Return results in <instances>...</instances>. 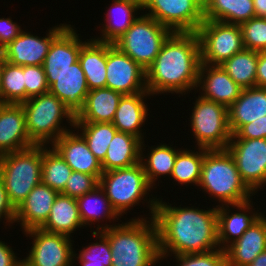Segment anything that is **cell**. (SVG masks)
Here are the masks:
<instances>
[{
  "label": "cell",
  "mask_w": 266,
  "mask_h": 266,
  "mask_svg": "<svg viewBox=\"0 0 266 266\" xmlns=\"http://www.w3.org/2000/svg\"><path fill=\"white\" fill-rule=\"evenodd\" d=\"M4 63H5V58L3 53L0 51V86H1V77H2V70L4 67Z\"/></svg>",
  "instance_id": "816d5d0a"
},
{
  "label": "cell",
  "mask_w": 266,
  "mask_h": 266,
  "mask_svg": "<svg viewBox=\"0 0 266 266\" xmlns=\"http://www.w3.org/2000/svg\"><path fill=\"white\" fill-rule=\"evenodd\" d=\"M34 145L26 129V115L22 105L0 103V156Z\"/></svg>",
  "instance_id": "d6986e66"
},
{
  "label": "cell",
  "mask_w": 266,
  "mask_h": 266,
  "mask_svg": "<svg viewBox=\"0 0 266 266\" xmlns=\"http://www.w3.org/2000/svg\"><path fill=\"white\" fill-rule=\"evenodd\" d=\"M255 17L266 16V0H253Z\"/></svg>",
  "instance_id": "681fc988"
},
{
  "label": "cell",
  "mask_w": 266,
  "mask_h": 266,
  "mask_svg": "<svg viewBox=\"0 0 266 266\" xmlns=\"http://www.w3.org/2000/svg\"><path fill=\"white\" fill-rule=\"evenodd\" d=\"M190 205L174 206L158 197L154 220L161 262L171 256L219 248L217 204L207 210Z\"/></svg>",
  "instance_id": "6da1fadb"
},
{
  "label": "cell",
  "mask_w": 266,
  "mask_h": 266,
  "mask_svg": "<svg viewBox=\"0 0 266 266\" xmlns=\"http://www.w3.org/2000/svg\"><path fill=\"white\" fill-rule=\"evenodd\" d=\"M245 49L266 51V19L253 17L240 25Z\"/></svg>",
  "instance_id": "ab89813d"
},
{
  "label": "cell",
  "mask_w": 266,
  "mask_h": 266,
  "mask_svg": "<svg viewBox=\"0 0 266 266\" xmlns=\"http://www.w3.org/2000/svg\"><path fill=\"white\" fill-rule=\"evenodd\" d=\"M41 177L42 145L0 156V178L15 209L41 183Z\"/></svg>",
  "instance_id": "52a82bcc"
},
{
  "label": "cell",
  "mask_w": 266,
  "mask_h": 266,
  "mask_svg": "<svg viewBox=\"0 0 266 266\" xmlns=\"http://www.w3.org/2000/svg\"><path fill=\"white\" fill-rule=\"evenodd\" d=\"M142 141L128 133L117 131L108 145L101 163L103 172L126 168L140 162Z\"/></svg>",
  "instance_id": "4dcf8cb0"
},
{
  "label": "cell",
  "mask_w": 266,
  "mask_h": 266,
  "mask_svg": "<svg viewBox=\"0 0 266 266\" xmlns=\"http://www.w3.org/2000/svg\"><path fill=\"white\" fill-rule=\"evenodd\" d=\"M21 105L29 138L36 145H52L61 135L74 129L76 117L50 92L31 97ZM64 120L70 127L63 125Z\"/></svg>",
  "instance_id": "8992f818"
},
{
  "label": "cell",
  "mask_w": 266,
  "mask_h": 266,
  "mask_svg": "<svg viewBox=\"0 0 266 266\" xmlns=\"http://www.w3.org/2000/svg\"><path fill=\"white\" fill-rule=\"evenodd\" d=\"M207 152L206 148L196 147L195 150L191 148L181 149L176 156L170 178L176 183L188 186L199 185L201 177V168L204 160V154Z\"/></svg>",
  "instance_id": "836d02e7"
},
{
  "label": "cell",
  "mask_w": 266,
  "mask_h": 266,
  "mask_svg": "<svg viewBox=\"0 0 266 266\" xmlns=\"http://www.w3.org/2000/svg\"><path fill=\"white\" fill-rule=\"evenodd\" d=\"M202 7L204 6L205 0H196Z\"/></svg>",
  "instance_id": "f5cc1de1"
},
{
  "label": "cell",
  "mask_w": 266,
  "mask_h": 266,
  "mask_svg": "<svg viewBox=\"0 0 266 266\" xmlns=\"http://www.w3.org/2000/svg\"><path fill=\"white\" fill-rule=\"evenodd\" d=\"M49 92L57 96L76 117L83 109L89 92L79 61L63 72H45Z\"/></svg>",
  "instance_id": "e0dca14e"
},
{
  "label": "cell",
  "mask_w": 266,
  "mask_h": 266,
  "mask_svg": "<svg viewBox=\"0 0 266 266\" xmlns=\"http://www.w3.org/2000/svg\"><path fill=\"white\" fill-rule=\"evenodd\" d=\"M227 149L243 182L257 195L266 185V138L230 139Z\"/></svg>",
  "instance_id": "4fadbf2b"
},
{
  "label": "cell",
  "mask_w": 266,
  "mask_h": 266,
  "mask_svg": "<svg viewBox=\"0 0 266 266\" xmlns=\"http://www.w3.org/2000/svg\"><path fill=\"white\" fill-rule=\"evenodd\" d=\"M253 203L252 198L243 203L217 206L218 244L220 249L225 250L238 240L265 213V211H259L261 208H257L256 211Z\"/></svg>",
  "instance_id": "2e32d148"
},
{
  "label": "cell",
  "mask_w": 266,
  "mask_h": 266,
  "mask_svg": "<svg viewBox=\"0 0 266 266\" xmlns=\"http://www.w3.org/2000/svg\"><path fill=\"white\" fill-rule=\"evenodd\" d=\"M58 192L40 183L16 208L14 223L20 224L22 233L41 228L48 219Z\"/></svg>",
  "instance_id": "44dd1931"
},
{
  "label": "cell",
  "mask_w": 266,
  "mask_h": 266,
  "mask_svg": "<svg viewBox=\"0 0 266 266\" xmlns=\"http://www.w3.org/2000/svg\"><path fill=\"white\" fill-rule=\"evenodd\" d=\"M198 187L218 202L217 206L243 203L255 195L243 182L228 149H207Z\"/></svg>",
  "instance_id": "277c9868"
},
{
  "label": "cell",
  "mask_w": 266,
  "mask_h": 266,
  "mask_svg": "<svg viewBox=\"0 0 266 266\" xmlns=\"http://www.w3.org/2000/svg\"><path fill=\"white\" fill-rule=\"evenodd\" d=\"M171 33L169 28L141 12L140 17L113 45L146 70Z\"/></svg>",
  "instance_id": "9c48e42d"
},
{
  "label": "cell",
  "mask_w": 266,
  "mask_h": 266,
  "mask_svg": "<svg viewBox=\"0 0 266 266\" xmlns=\"http://www.w3.org/2000/svg\"><path fill=\"white\" fill-rule=\"evenodd\" d=\"M79 215L81 222L84 227L89 226L96 228L91 231H103L109 229L112 226L117 225L116 220L119 219V215L111 206L110 201L108 200L104 190L97 186L93 191L84 194L77 199ZM112 224H106L108 223ZM106 222L105 224H100V222ZM112 221V222H111ZM115 222V224H114ZM98 223L96 226H92ZM104 225V226H103Z\"/></svg>",
  "instance_id": "4316f807"
},
{
  "label": "cell",
  "mask_w": 266,
  "mask_h": 266,
  "mask_svg": "<svg viewBox=\"0 0 266 266\" xmlns=\"http://www.w3.org/2000/svg\"><path fill=\"white\" fill-rule=\"evenodd\" d=\"M76 28L69 24L53 41L43 64L45 72H63L78 61L82 40Z\"/></svg>",
  "instance_id": "d4e9b609"
},
{
  "label": "cell",
  "mask_w": 266,
  "mask_h": 266,
  "mask_svg": "<svg viewBox=\"0 0 266 266\" xmlns=\"http://www.w3.org/2000/svg\"><path fill=\"white\" fill-rule=\"evenodd\" d=\"M83 226L75 198L59 193L42 230L72 237V233ZM77 229V230H76Z\"/></svg>",
  "instance_id": "f546056e"
},
{
  "label": "cell",
  "mask_w": 266,
  "mask_h": 266,
  "mask_svg": "<svg viewBox=\"0 0 266 266\" xmlns=\"http://www.w3.org/2000/svg\"><path fill=\"white\" fill-rule=\"evenodd\" d=\"M25 101V66L5 61L1 77L0 103L21 104Z\"/></svg>",
  "instance_id": "74e56055"
},
{
  "label": "cell",
  "mask_w": 266,
  "mask_h": 266,
  "mask_svg": "<svg viewBox=\"0 0 266 266\" xmlns=\"http://www.w3.org/2000/svg\"><path fill=\"white\" fill-rule=\"evenodd\" d=\"M189 116L190 134L195 138L196 147L206 149H227L232 137L229 128L228 108L209 101L200 95L195 97Z\"/></svg>",
  "instance_id": "ba28073f"
},
{
  "label": "cell",
  "mask_w": 266,
  "mask_h": 266,
  "mask_svg": "<svg viewBox=\"0 0 266 266\" xmlns=\"http://www.w3.org/2000/svg\"><path fill=\"white\" fill-rule=\"evenodd\" d=\"M15 214L16 209L10 203L4 183L0 178V221L2 222L3 220L2 223L6 224L4 225L5 228L6 226L11 228L10 226L14 225Z\"/></svg>",
  "instance_id": "bcb514c9"
},
{
  "label": "cell",
  "mask_w": 266,
  "mask_h": 266,
  "mask_svg": "<svg viewBox=\"0 0 266 266\" xmlns=\"http://www.w3.org/2000/svg\"><path fill=\"white\" fill-rule=\"evenodd\" d=\"M265 213L243 235L225 249L226 266H248L266 250Z\"/></svg>",
  "instance_id": "cb8c5ba5"
},
{
  "label": "cell",
  "mask_w": 266,
  "mask_h": 266,
  "mask_svg": "<svg viewBox=\"0 0 266 266\" xmlns=\"http://www.w3.org/2000/svg\"><path fill=\"white\" fill-rule=\"evenodd\" d=\"M67 23H60L46 31L45 36H37L23 30L19 35L4 47L1 52L5 61L13 65L43 66L45 57L49 52L52 41L68 26Z\"/></svg>",
  "instance_id": "9a60e30c"
},
{
  "label": "cell",
  "mask_w": 266,
  "mask_h": 266,
  "mask_svg": "<svg viewBox=\"0 0 266 266\" xmlns=\"http://www.w3.org/2000/svg\"><path fill=\"white\" fill-rule=\"evenodd\" d=\"M248 266H266V250L260 253Z\"/></svg>",
  "instance_id": "f907efd6"
},
{
  "label": "cell",
  "mask_w": 266,
  "mask_h": 266,
  "mask_svg": "<svg viewBox=\"0 0 266 266\" xmlns=\"http://www.w3.org/2000/svg\"><path fill=\"white\" fill-rule=\"evenodd\" d=\"M196 90L202 98L229 108L240 96L243 88L234 82L221 65L201 63Z\"/></svg>",
  "instance_id": "ac0fdd59"
},
{
  "label": "cell",
  "mask_w": 266,
  "mask_h": 266,
  "mask_svg": "<svg viewBox=\"0 0 266 266\" xmlns=\"http://www.w3.org/2000/svg\"><path fill=\"white\" fill-rule=\"evenodd\" d=\"M72 171L71 167L52 145H42L41 183L43 185L62 193Z\"/></svg>",
  "instance_id": "e575fe53"
},
{
  "label": "cell",
  "mask_w": 266,
  "mask_h": 266,
  "mask_svg": "<svg viewBox=\"0 0 266 266\" xmlns=\"http://www.w3.org/2000/svg\"><path fill=\"white\" fill-rule=\"evenodd\" d=\"M74 129L85 139L90 151L102 163L108 145L118 131L117 128L112 123L75 122Z\"/></svg>",
  "instance_id": "d590c367"
},
{
  "label": "cell",
  "mask_w": 266,
  "mask_h": 266,
  "mask_svg": "<svg viewBox=\"0 0 266 266\" xmlns=\"http://www.w3.org/2000/svg\"><path fill=\"white\" fill-rule=\"evenodd\" d=\"M106 70V88L122 95L147 91L145 69L110 43H106Z\"/></svg>",
  "instance_id": "5bb4252c"
},
{
  "label": "cell",
  "mask_w": 266,
  "mask_h": 266,
  "mask_svg": "<svg viewBox=\"0 0 266 266\" xmlns=\"http://www.w3.org/2000/svg\"><path fill=\"white\" fill-rule=\"evenodd\" d=\"M204 20L241 25L255 17L253 0H205Z\"/></svg>",
  "instance_id": "d6a6232c"
},
{
  "label": "cell",
  "mask_w": 266,
  "mask_h": 266,
  "mask_svg": "<svg viewBox=\"0 0 266 266\" xmlns=\"http://www.w3.org/2000/svg\"><path fill=\"white\" fill-rule=\"evenodd\" d=\"M145 145V141H143L141 144L140 162L143 166L149 184L152 187H155L157 183L156 181H158L159 178L163 177L170 180L177 153L182 148L178 149L176 146L173 147V144L170 145L166 143H159V145L157 143V145L151 147L149 145ZM146 147H148L149 150L147 151V155L145 154Z\"/></svg>",
  "instance_id": "83f0119b"
},
{
  "label": "cell",
  "mask_w": 266,
  "mask_h": 266,
  "mask_svg": "<svg viewBox=\"0 0 266 266\" xmlns=\"http://www.w3.org/2000/svg\"><path fill=\"white\" fill-rule=\"evenodd\" d=\"M140 215L101 231L109 240L112 266H156L160 264L154 218ZM148 219V220H147Z\"/></svg>",
  "instance_id": "3957f363"
},
{
  "label": "cell",
  "mask_w": 266,
  "mask_h": 266,
  "mask_svg": "<svg viewBox=\"0 0 266 266\" xmlns=\"http://www.w3.org/2000/svg\"><path fill=\"white\" fill-rule=\"evenodd\" d=\"M12 17L0 18V51L12 42L23 30Z\"/></svg>",
  "instance_id": "f6af8a7d"
},
{
  "label": "cell",
  "mask_w": 266,
  "mask_h": 266,
  "mask_svg": "<svg viewBox=\"0 0 266 266\" xmlns=\"http://www.w3.org/2000/svg\"><path fill=\"white\" fill-rule=\"evenodd\" d=\"M32 242L29 253L23 258L27 266H74V242L72 238L51 233L41 228L30 229L23 232Z\"/></svg>",
  "instance_id": "7c38bea8"
},
{
  "label": "cell",
  "mask_w": 266,
  "mask_h": 266,
  "mask_svg": "<svg viewBox=\"0 0 266 266\" xmlns=\"http://www.w3.org/2000/svg\"><path fill=\"white\" fill-rule=\"evenodd\" d=\"M200 65L197 33L172 32L153 63L145 70L147 91L153 97L170 93L181 97L191 93L197 88Z\"/></svg>",
  "instance_id": "7a4b0ae2"
},
{
  "label": "cell",
  "mask_w": 266,
  "mask_h": 266,
  "mask_svg": "<svg viewBox=\"0 0 266 266\" xmlns=\"http://www.w3.org/2000/svg\"><path fill=\"white\" fill-rule=\"evenodd\" d=\"M26 101L34 96L49 92V86L43 66H25Z\"/></svg>",
  "instance_id": "7bdbcfd3"
},
{
  "label": "cell",
  "mask_w": 266,
  "mask_h": 266,
  "mask_svg": "<svg viewBox=\"0 0 266 266\" xmlns=\"http://www.w3.org/2000/svg\"><path fill=\"white\" fill-rule=\"evenodd\" d=\"M175 266H226L225 250L220 248L204 252L176 255Z\"/></svg>",
  "instance_id": "60d3db41"
},
{
  "label": "cell",
  "mask_w": 266,
  "mask_h": 266,
  "mask_svg": "<svg viewBox=\"0 0 266 266\" xmlns=\"http://www.w3.org/2000/svg\"><path fill=\"white\" fill-rule=\"evenodd\" d=\"M255 86L266 88V51L258 52Z\"/></svg>",
  "instance_id": "c3c4849f"
},
{
  "label": "cell",
  "mask_w": 266,
  "mask_h": 266,
  "mask_svg": "<svg viewBox=\"0 0 266 266\" xmlns=\"http://www.w3.org/2000/svg\"><path fill=\"white\" fill-rule=\"evenodd\" d=\"M142 11L172 32H197L204 22L196 0H142Z\"/></svg>",
  "instance_id": "8fae6325"
},
{
  "label": "cell",
  "mask_w": 266,
  "mask_h": 266,
  "mask_svg": "<svg viewBox=\"0 0 266 266\" xmlns=\"http://www.w3.org/2000/svg\"><path fill=\"white\" fill-rule=\"evenodd\" d=\"M97 186H99V180L95 176L72 171L62 194L77 199L78 197L93 191Z\"/></svg>",
  "instance_id": "b9f144b4"
},
{
  "label": "cell",
  "mask_w": 266,
  "mask_h": 266,
  "mask_svg": "<svg viewBox=\"0 0 266 266\" xmlns=\"http://www.w3.org/2000/svg\"><path fill=\"white\" fill-rule=\"evenodd\" d=\"M78 61L89 90L106 88V43L90 38L81 47Z\"/></svg>",
  "instance_id": "1f68e13d"
},
{
  "label": "cell",
  "mask_w": 266,
  "mask_h": 266,
  "mask_svg": "<svg viewBox=\"0 0 266 266\" xmlns=\"http://www.w3.org/2000/svg\"><path fill=\"white\" fill-rule=\"evenodd\" d=\"M258 52L243 49L221 64L226 73L241 88H252L256 82Z\"/></svg>",
  "instance_id": "8d00e7d4"
},
{
  "label": "cell",
  "mask_w": 266,
  "mask_h": 266,
  "mask_svg": "<svg viewBox=\"0 0 266 266\" xmlns=\"http://www.w3.org/2000/svg\"><path fill=\"white\" fill-rule=\"evenodd\" d=\"M99 186L106 193L111 206L120 218L141 202L147 203L148 216L154 218L158 198L157 195L150 198L154 187L149 184L141 162L130 167L103 172Z\"/></svg>",
  "instance_id": "5b68a950"
},
{
  "label": "cell",
  "mask_w": 266,
  "mask_h": 266,
  "mask_svg": "<svg viewBox=\"0 0 266 266\" xmlns=\"http://www.w3.org/2000/svg\"><path fill=\"white\" fill-rule=\"evenodd\" d=\"M148 91L130 95H122L117 110L115 112L112 124L119 132L131 134L144 141V132L142 127L148 120V111L150 108L145 99L151 98Z\"/></svg>",
  "instance_id": "603a6c76"
},
{
  "label": "cell",
  "mask_w": 266,
  "mask_h": 266,
  "mask_svg": "<svg viewBox=\"0 0 266 266\" xmlns=\"http://www.w3.org/2000/svg\"><path fill=\"white\" fill-rule=\"evenodd\" d=\"M91 234L97 241L82 246L79 253L74 251V266L77 261L79 266H112L111 245L108 238L101 231H91Z\"/></svg>",
  "instance_id": "f35d334b"
},
{
  "label": "cell",
  "mask_w": 266,
  "mask_h": 266,
  "mask_svg": "<svg viewBox=\"0 0 266 266\" xmlns=\"http://www.w3.org/2000/svg\"><path fill=\"white\" fill-rule=\"evenodd\" d=\"M122 94L109 88L89 90L75 122L112 123Z\"/></svg>",
  "instance_id": "f1b7e54d"
},
{
  "label": "cell",
  "mask_w": 266,
  "mask_h": 266,
  "mask_svg": "<svg viewBox=\"0 0 266 266\" xmlns=\"http://www.w3.org/2000/svg\"><path fill=\"white\" fill-rule=\"evenodd\" d=\"M201 63L221 65L244 49L240 25L204 20L197 30Z\"/></svg>",
  "instance_id": "30bf717a"
},
{
  "label": "cell",
  "mask_w": 266,
  "mask_h": 266,
  "mask_svg": "<svg viewBox=\"0 0 266 266\" xmlns=\"http://www.w3.org/2000/svg\"><path fill=\"white\" fill-rule=\"evenodd\" d=\"M229 128L234 135L243 125L266 118V88L243 89L228 108Z\"/></svg>",
  "instance_id": "484cf974"
},
{
  "label": "cell",
  "mask_w": 266,
  "mask_h": 266,
  "mask_svg": "<svg viewBox=\"0 0 266 266\" xmlns=\"http://www.w3.org/2000/svg\"><path fill=\"white\" fill-rule=\"evenodd\" d=\"M266 138V118L243 125L231 139Z\"/></svg>",
  "instance_id": "ee69618b"
},
{
  "label": "cell",
  "mask_w": 266,
  "mask_h": 266,
  "mask_svg": "<svg viewBox=\"0 0 266 266\" xmlns=\"http://www.w3.org/2000/svg\"><path fill=\"white\" fill-rule=\"evenodd\" d=\"M13 248L0 240V266H20L23 259L16 256Z\"/></svg>",
  "instance_id": "7dc6e473"
},
{
  "label": "cell",
  "mask_w": 266,
  "mask_h": 266,
  "mask_svg": "<svg viewBox=\"0 0 266 266\" xmlns=\"http://www.w3.org/2000/svg\"><path fill=\"white\" fill-rule=\"evenodd\" d=\"M111 2L108 6L109 10L106 14L104 13L105 19L100 24L102 27L97 26L101 28L100 36L91 38L102 43L114 44L140 17L138 13L142 11V0H112Z\"/></svg>",
  "instance_id": "7402d4cb"
},
{
  "label": "cell",
  "mask_w": 266,
  "mask_h": 266,
  "mask_svg": "<svg viewBox=\"0 0 266 266\" xmlns=\"http://www.w3.org/2000/svg\"><path fill=\"white\" fill-rule=\"evenodd\" d=\"M74 129L61 135L52 146L73 171L91 174L98 180L103 173L101 162L88 148L85 139Z\"/></svg>",
  "instance_id": "ffe728a7"
}]
</instances>
